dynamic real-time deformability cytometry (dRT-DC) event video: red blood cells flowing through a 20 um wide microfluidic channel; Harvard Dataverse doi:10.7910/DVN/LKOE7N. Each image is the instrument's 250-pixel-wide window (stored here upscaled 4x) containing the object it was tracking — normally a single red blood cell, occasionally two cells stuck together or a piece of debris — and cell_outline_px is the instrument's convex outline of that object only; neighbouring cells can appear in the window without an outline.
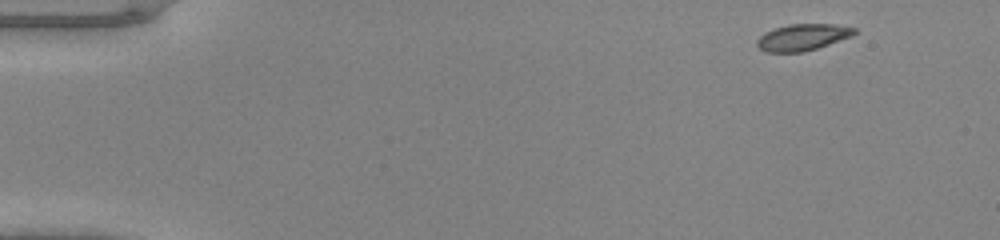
{"species": "common noctule bat (a hibernating species)", "species_latin": "Nyctalus noctula", "temperature_condition": "warm", "stored_images_in_passage": 45, "camera_frame_rate_fps": 3000, "um_per_image_px": 0.085, "animal": {"sex": "male", "body_mass_g": 20.0, "forearm_length_mm": 53.3}, "frame": {"image": 1, "passage_image": 1, "time_ms": 0.0, "image_size_px": [1000, 240], "cell_outline_px": [[856, 32], [852, 36], [816, 48], [800, 52], [764, 52], [756, 44], [756, 40], [764, 32], [788, 24], [836, 24], [856, 28]], "centroid_in_image_um": [68.2, 3.16], "position_along_channel_um": 16.8, "area_um2": 14.97}}
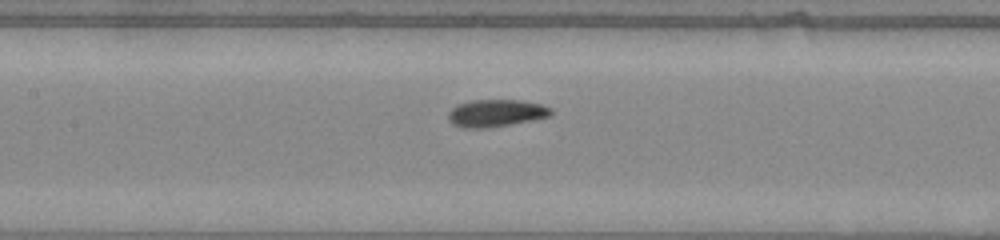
{"frame": {"image": 2, "passage_image": 20, "time_ms": 6.333, "image_size_px": [1000, 240], "cell_outline_px": [[552, 116], [532, 120], [488, 128], [460, 128], [452, 124], [448, 120], [448, 112], [456, 104], [472, 100], [520, 100], [540, 104], [552, 108]], "centroid_in_image_um": [42.13, 9.62], "position_along_channel_um": 165.3, "area_um2": 16.53}}
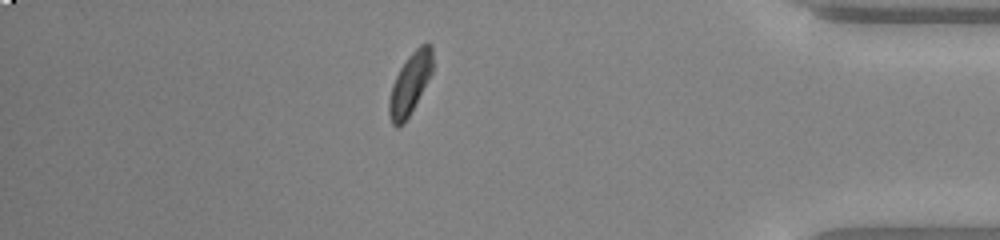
{"frame": {"image": 3, "passage_image": 39, "time_ms": 12.667, "image_size_px": [1000, 240], "cell_outline_px": [[432, 72], [428, 80], [404, 124], [396, 128], [392, 124], [388, 112], [388, 100], [392, 84], [400, 68], [408, 56], [420, 44], [432, 44]], "centroid_in_image_um": [34.83, 7.13], "position_along_channel_um": 400.4, "area_um2": 15.43}}